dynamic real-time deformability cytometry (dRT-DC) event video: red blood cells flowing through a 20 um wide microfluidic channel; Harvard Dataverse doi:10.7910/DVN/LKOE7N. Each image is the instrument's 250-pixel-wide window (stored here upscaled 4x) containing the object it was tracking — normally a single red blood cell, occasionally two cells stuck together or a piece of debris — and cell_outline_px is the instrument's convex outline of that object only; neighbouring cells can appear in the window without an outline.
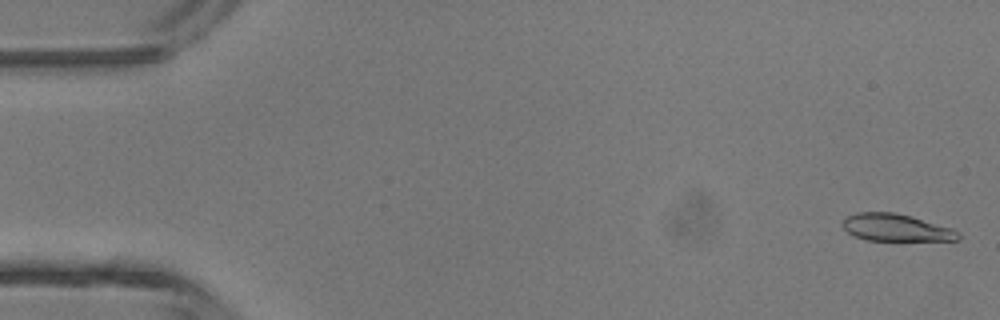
{"species": "common noctule bat (a hibernating species)", "species_latin": "Nyctalus noctula", "temperature_condition": "room temperature", "stored_images_in_passage": 5, "camera_frame_rate_fps": 3000, "um_per_image_px": 0.085, "animal": {"sex": "male", "body_mass_g": 13.3}, "frame": {"image": 1, "passage_image": 1, "time_ms": 0.0, "image_size_px": [1000, 320], "cell_outline_px": [[960, 240], [864, 240], [852, 236], [840, 224], [840, 220], [844, 216], [856, 212], [896, 212], [912, 216], [952, 228], [960, 232]], "centroid_in_image_um": [76.09, 19.33], "position_along_channel_um": 8.9, "area_um2": 18.73}}